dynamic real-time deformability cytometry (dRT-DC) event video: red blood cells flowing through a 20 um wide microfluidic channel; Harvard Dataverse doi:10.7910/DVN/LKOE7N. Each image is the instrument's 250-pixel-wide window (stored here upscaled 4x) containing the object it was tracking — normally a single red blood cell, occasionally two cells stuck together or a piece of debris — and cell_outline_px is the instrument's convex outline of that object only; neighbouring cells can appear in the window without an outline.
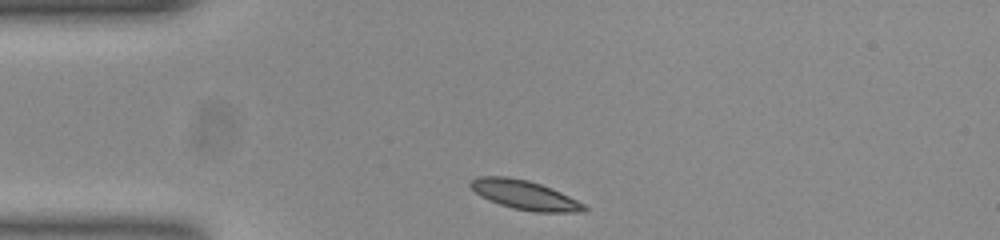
{"species": "common noctule bat (a hibernating species)", "species_latin": "Nyctalus noctula", "temperature_condition": "room temperature", "stored_images_in_passage": 32, "camera_frame_rate_fps": 3000, "um_per_image_px": 0.085, "animal": {"sex": "female", "body_mass_g": 23.0, "forearm_length_mm": 53.4}, "frame": {"image": 1, "passage_image": 1, "time_ms": 0.0, "image_size_px": [1000, 240], "cell_outline_px": [[588, 208], [584, 212], [536, 212], [512, 208], [500, 204], [480, 196], [468, 184], [476, 176], [508, 176], [528, 180], [552, 188], [584, 204]], "centroid_in_image_um": [44.59, 16.56], "position_along_channel_um": 40.4, "area_um2": 19.25}}
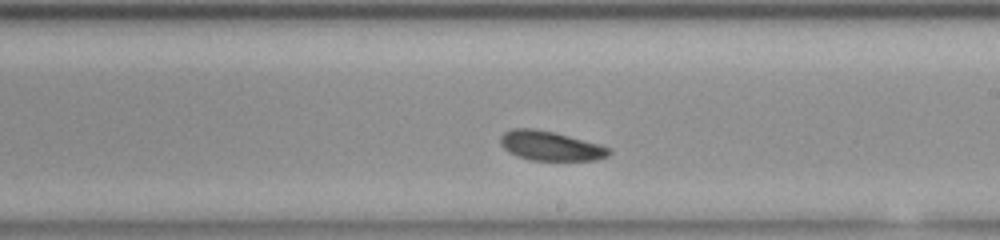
{"frame": {"image": 2, "passage_image": 19, "time_ms": 6.0, "image_size_px": [1000, 240], "cell_outline_px": [[612, 152], [608, 156], [596, 160], [532, 160], [516, 156], [508, 152], [500, 144], [500, 136], [504, 132], [512, 128], [536, 128], [556, 132], [600, 144], [612, 148]], "centroid_in_image_um": [46.8, 12.39], "position_along_channel_um": 242.2, "area_um2": 18.96}}
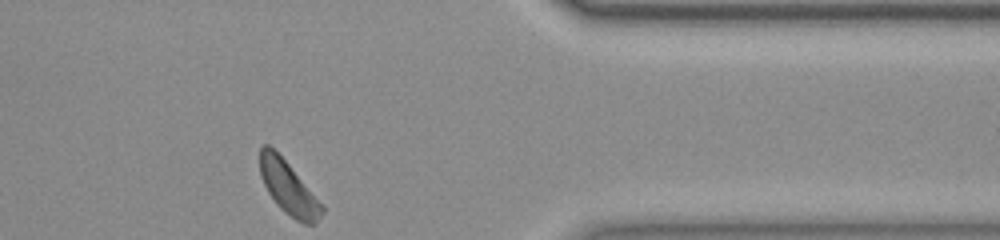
{"frame": {"image": 3, "passage_image": 32, "time_ms": 10.333, "image_size_px": [1000, 240], "cell_outline_px": [[324, 212], [316, 224], [304, 224], [296, 220], [284, 212], [280, 208], [268, 192], [260, 176], [260, 148], [264, 144], [268, 144], [288, 164], [324, 208]], "centroid_in_image_um": [24.5, 16.0], "position_along_channel_um": 386.9, "area_um2": 18.61}, "authors_computed_cell_mechanics": {"area_um2": 19.0162, "velocity_mm_per_s": 3.8008, "shape_relaxation_time_tau1_ms": 1.3613, "shape_relaxation_time_tau2_ms": 3.9277, "deformation_change_tau1": 0.0761, "deformation_change_tau2": 0.1}}